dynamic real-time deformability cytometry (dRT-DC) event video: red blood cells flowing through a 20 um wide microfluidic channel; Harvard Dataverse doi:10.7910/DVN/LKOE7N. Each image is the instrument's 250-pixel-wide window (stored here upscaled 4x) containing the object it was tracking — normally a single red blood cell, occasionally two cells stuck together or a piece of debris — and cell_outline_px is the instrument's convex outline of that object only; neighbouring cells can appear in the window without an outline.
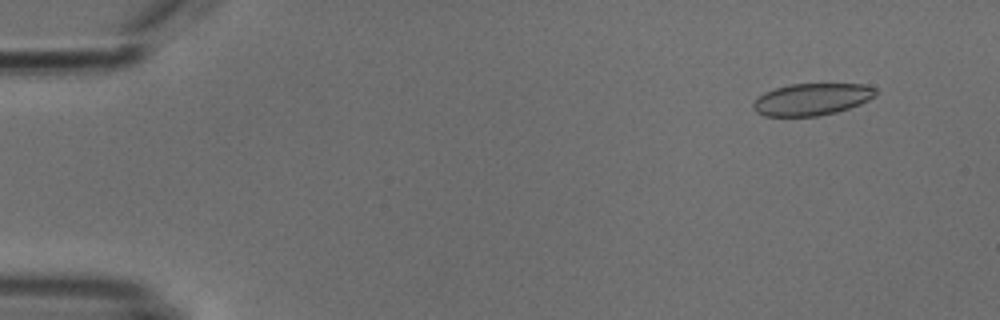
{"species": "common noctule bat (a hibernating species)", "species_latin": "Nyctalus noctula", "temperature_condition": "cold", "stored_images_in_passage": 8, "camera_frame_rate_fps": 3000, "um_per_image_px": 0.085, "animal": {"sex": "male", "body_mass_g": 18.8}, "frame": {"image": 1, "passage_image": 2, "time_ms": 1.333, "image_size_px": [1000, 320], "cell_outline_px": [[876, 96], [860, 104], [836, 112], [820, 116], [764, 116], [756, 112], [752, 108], [752, 104], [764, 92], [788, 84], [864, 84], [876, 88]], "centroid_in_image_um": [69.0, 8.44], "position_along_channel_um": 16.0, "area_um2": 22.83}}
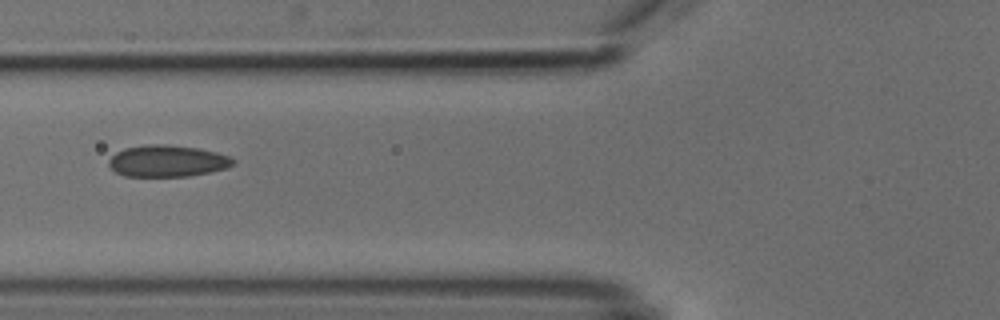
{"frame": {"image": 2, "passage_image": 6, "time_ms": 6.667, "image_size_px": [1000, 320], "cell_outline_px": [[236, 164], [228, 168], [188, 176], [124, 176], [116, 172], [108, 164], [108, 160], [116, 152], [124, 148], [144, 144], [164, 144], [196, 148], [216, 152], [228, 156], [236, 160]], "centroid_in_image_um": [14.22, 13.68], "position_along_channel_um": 111.6, "area_um2": 22.95}}
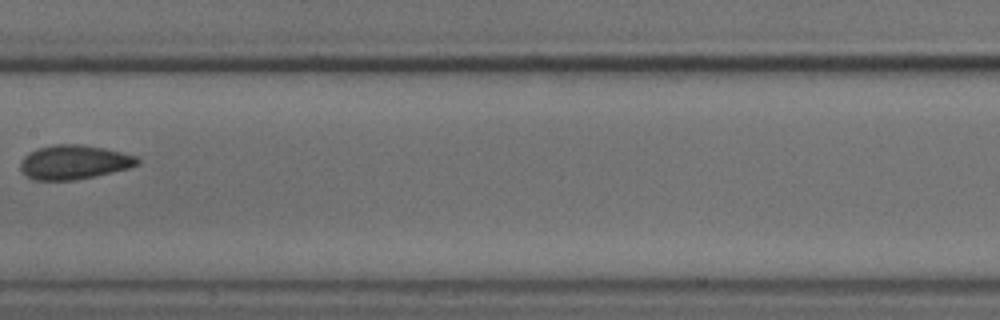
{"frame": {"image": 3, "passage_image": 8, "time_ms": 9.0, "image_size_px": [1000, 320], "cell_outline_px": [[140, 164], [128, 168], [112, 172], [72, 180], [32, 180], [20, 168], [20, 164], [24, 156], [28, 152], [40, 148], [56, 144], [80, 144], [104, 148], [136, 156], [140, 160]], "centroid_in_image_um": [6.29, 13.78], "position_along_channel_um": 201.1, "area_um2": 23.06}}